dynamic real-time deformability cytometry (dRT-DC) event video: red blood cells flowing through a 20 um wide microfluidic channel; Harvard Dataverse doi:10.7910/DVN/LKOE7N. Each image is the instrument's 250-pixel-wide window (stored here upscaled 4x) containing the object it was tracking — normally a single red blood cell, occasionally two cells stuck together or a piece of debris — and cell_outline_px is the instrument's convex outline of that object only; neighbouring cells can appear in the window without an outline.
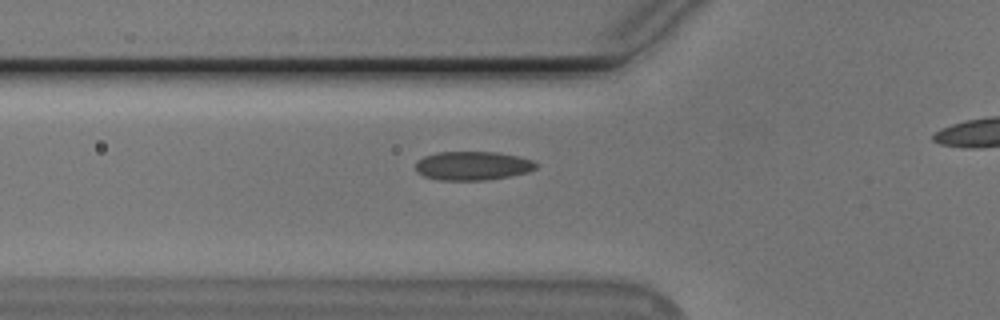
{"species": "Egyptian fruit bat (a non-hibernating species)", "species_latin": "Rousettus aegyptiacus", "temperature_condition": "cold", "stored_images_in_passage": 35, "camera_frame_rate_fps": 3000, "um_per_image_px": 0.085, "animal": {"sex": "male"}, "frame": {"image": 1, "passage_image": 7, "time_ms": 2.0, "image_size_px": [1000, 320], "cell_outline_px": [[536, 168], [528, 172], [508, 176], [484, 180], [440, 180], [424, 176], [416, 172], [416, 160], [424, 156], [436, 152], [496, 152], [520, 156], [532, 160], [536, 164]], "centroid_in_image_um": [40.14, 14.08], "position_along_channel_um": 85.7, "area_um2": 20.23}}
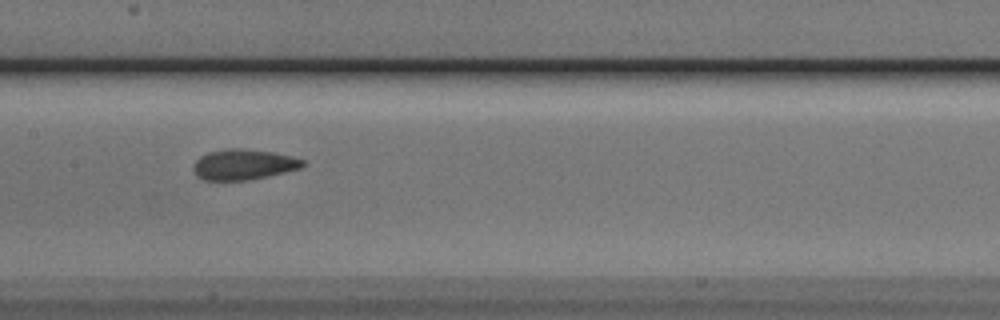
{"frame": {"image": 2, "passage_image": 15, "time_ms": 4.667, "image_size_px": [1000, 320], "cell_outline_px": [[308, 164], [300, 168], [268, 176], [248, 180], [204, 180], [196, 176], [192, 168], [196, 160], [200, 156], [208, 152], [228, 148], [240, 148], [272, 152], [292, 156], [304, 160]], "centroid_in_image_um": [20.7, 13.98], "position_along_channel_um": 186.7, "area_um2": 19.54}}
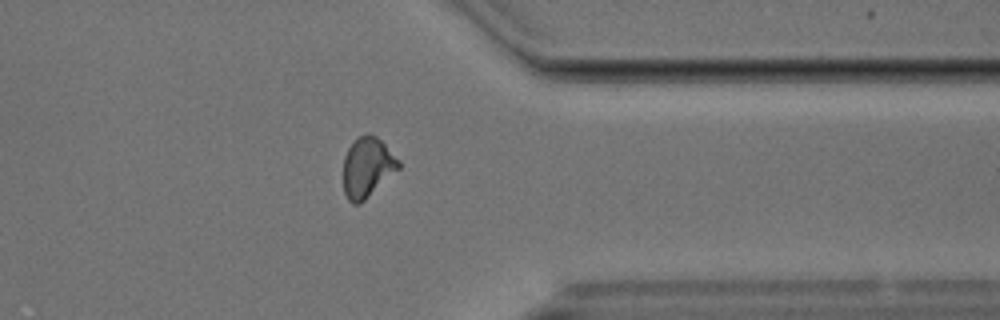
{"frame": {"image": 3, "passage_image": 31, "time_ms": 10.0, "image_size_px": [1000, 320], "cell_outline_px": [[400, 168], [360, 204], [352, 204], [348, 200], [344, 192], [344, 156], [348, 148], [360, 136], [368, 132], [376, 136], [400, 160]], "centroid_in_image_um": [31.23, 14.23], "position_along_channel_um": 380.2, "area_um2": 19.19}}